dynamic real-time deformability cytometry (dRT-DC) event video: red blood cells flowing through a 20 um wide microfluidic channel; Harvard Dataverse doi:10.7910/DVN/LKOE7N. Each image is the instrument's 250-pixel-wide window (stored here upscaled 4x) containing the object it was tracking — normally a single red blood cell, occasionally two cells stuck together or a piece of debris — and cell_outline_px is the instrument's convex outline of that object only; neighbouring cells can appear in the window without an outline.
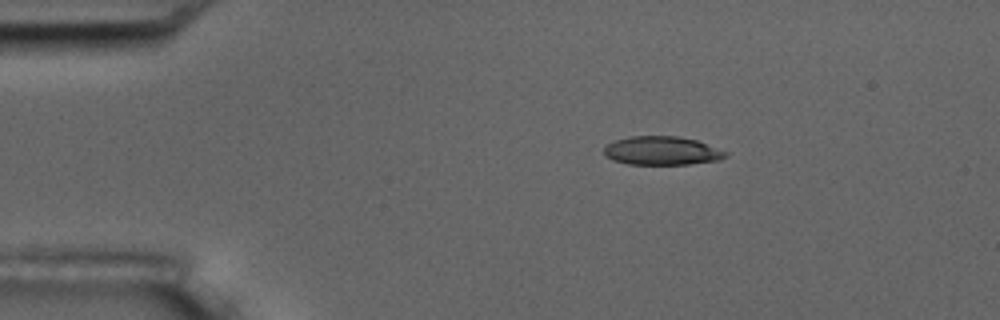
{"species": "common noctule bat (a hibernating species)", "species_latin": "Nyctalus noctula", "temperature_condition": "room temperature", "stored_images_in_passage": 2, "camera_frame_rate_fps": 3000, "um_per_image_px": 0.085, "animal": {"sex": "male", "body_mass_g": 17.5, "forearm_length_mm": 52.3}, "frame": {"image": 1, "passage_image": 1, "time_ms": 0.0, "image_size_px": [1000, 320], "cell_outline_px": [[728, 156], [720, 160], [688, 164], [628, 164], [612, 160], [604, 156], [604, 148], [608, 144], [616, 140], [632, 136], [676, 136], [696, 140], [728, 152]], "centroid_in_image_um": [56.26, 12.82], "position_along_channel_um": 28.7, "area_um2": 20.23}}